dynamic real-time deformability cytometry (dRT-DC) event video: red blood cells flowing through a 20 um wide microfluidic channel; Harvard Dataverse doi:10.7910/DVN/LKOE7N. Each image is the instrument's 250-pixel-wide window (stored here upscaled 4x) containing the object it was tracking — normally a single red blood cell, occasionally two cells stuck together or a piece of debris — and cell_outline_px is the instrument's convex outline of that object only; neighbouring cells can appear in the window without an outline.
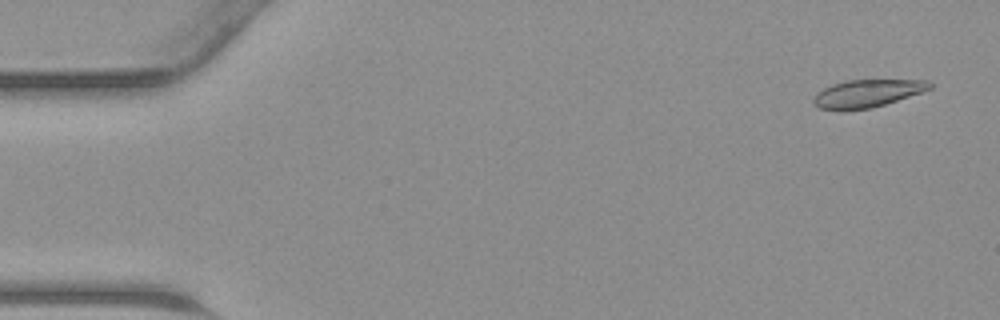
{"species": "common noctule bat (a hibernating species)", "species_latin": "Nyctalus noctula", "temperature_condition": "warm", "stored_images_in_passage": 44, "camera_frame_rate_fps": 3000, "um_per_image_px": 0.085, "animal": {"sex": "male", "body_mass_g": 23.1, "forearm_length_mm": 52.7}, "frame": {"image": 1, "passage_image": 2, "time_ms": 0.333, "image_size_px": [1000, 320], "cell_outline_px": [[932, 88], [872, 108], [844, 112], [820, 108], [812, 100], [812, 96], [816, 92], [832, 84], [848, 80], [928, 80], [932, 84]], "centroid_in_image_um": [73.64, 7.96], "position_along_channel_um": 11.4, "area_um2": 18.84}}
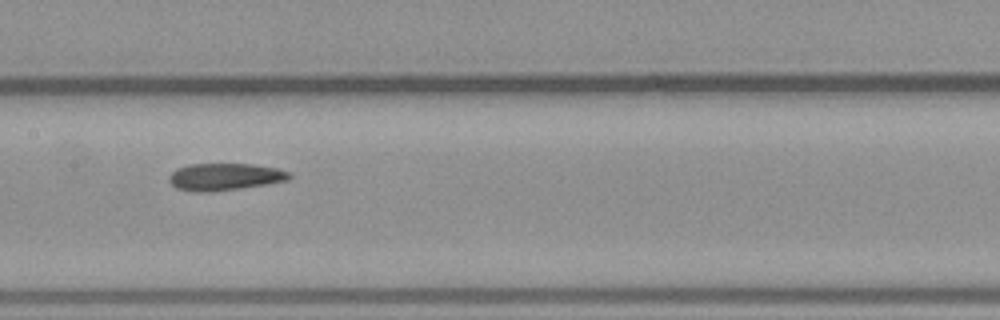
{"frame": {"image": 2, "passage_image": 22, "time_ms": 7.0, "image_size_px": [1000, 320], "cell_outline_px": [[292, 176], [288, 180], [240, 188], [212, 192], [192, 192], [176, 188], [168, 180], [168, 176], [176, 168], [188, 164], [252, 164], [276, 168], [288, 172]], "centroid_in_image_um": [19.04, 15.03], "position_along_channel_um": 188.4, "area_um2": 19.02}}
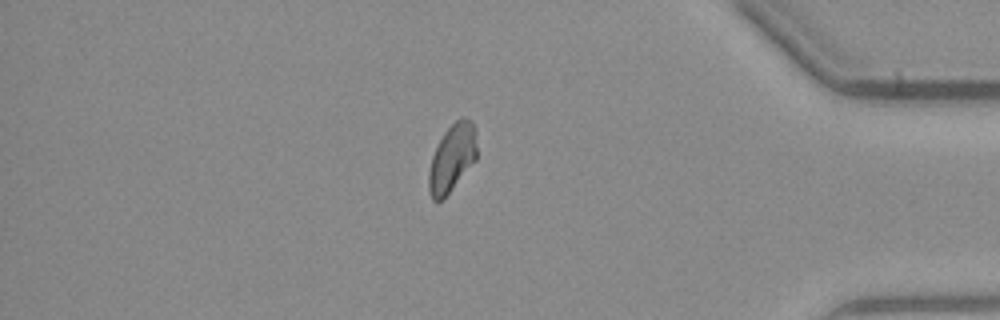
{"frame": {"image": 3, "passage_image": 38, "time_ms": 12.333, "image_size_px": [1000, 320], "cell_outline_px": [[476, 160], [444, 200], [432, 200], [428, 192], [428, 172], [432, 156], [444, 132], [460, 116], [464, 116], [472, 120], [476, 144]], "centroid_in_image_um": [38.41, 13.46], "position_along_channel_um": 396.8, "area_um2": 19.07}}